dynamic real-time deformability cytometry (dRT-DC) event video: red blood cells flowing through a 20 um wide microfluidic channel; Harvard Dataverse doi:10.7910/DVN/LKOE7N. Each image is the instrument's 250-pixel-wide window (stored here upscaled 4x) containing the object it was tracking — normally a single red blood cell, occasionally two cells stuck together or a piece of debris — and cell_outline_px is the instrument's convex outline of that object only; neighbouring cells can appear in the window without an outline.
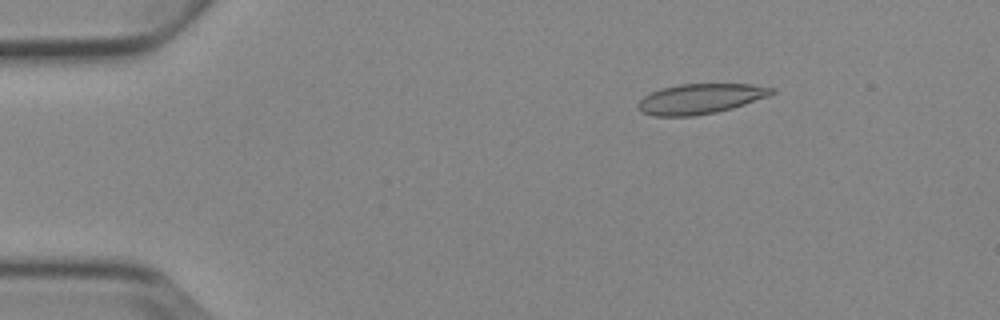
{"species": "Egyptian fruit bat (a non-hibernating species)", "species_latin": "Rousettus aegyptiacus", "temperature_condition": "cold", "stored_images_in_passage": 5, "camera_frame_rate_fps": 3000, "um_per_image_px": 0.085, "animal": {"sex": "female"}, "frame": {"image": 1, "passage_image": 3, "time_ms": 2.333, "image_size_px": [1000, 320], "cell_outline_px": [[776, 92], [768, 96], [732, 108], [716, 112], [692, 116], [652, 116], [644, 112], [636, 104], [644, 96], [660, 88], [680, 84], [752, 84], [776, 88]], "centroid_in_image_um": [59.55, 8.39], "position_along_channel_um": 25.5, "area_um2": 23.35}}
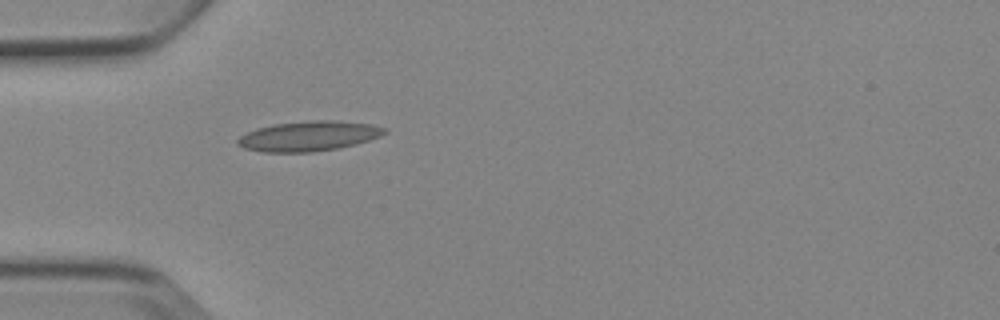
{"frame": {"image": 2, "passage_image": 5, "time_ms": 5.0, "image_size_px": [1000, 320], "cell_outline_px": [[388, 132], [380, 136], [356, 144], [340, 148], [312, 152], [264, 152], [244, 148], [236, 144], [236, 140], [240, 136], [256, 128], [272, 124], [312, 120], [332, 120], [372, 124], [388, 128]], "centroid_in_image_um": [26.25, 11.56], "position_along_channel_um": 58.7, "area_um2": 25.84}}